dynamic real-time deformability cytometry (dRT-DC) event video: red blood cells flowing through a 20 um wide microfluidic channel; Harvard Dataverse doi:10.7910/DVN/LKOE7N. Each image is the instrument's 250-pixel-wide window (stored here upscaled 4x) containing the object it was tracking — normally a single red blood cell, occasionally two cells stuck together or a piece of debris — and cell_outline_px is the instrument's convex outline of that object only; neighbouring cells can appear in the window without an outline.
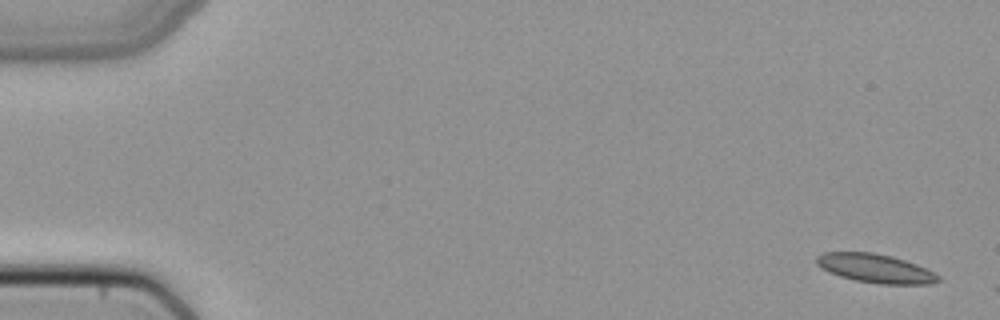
{"species": "common noctule bat (a hibernating species)", "species_latin": "Nyctalus noctula", "temperature_condition": "cold", "stored_images_in_passage": 9, "camera_frame_rate_fps": 3000, "um_per_image_px": 0.085, "animal": {"sex": "female", "body_mass_g": 22.7, "forearm_length_mm": 54.2}, "frame": {"image": 1, "passage_image": 1, "time_ms": 0.0, "image_size_px": [1000, 320], "cell_outline_px": [[944, 280], [932, 284], [880, 284], [856, 280], [840, 276], [828, 272], [820, 268], [816, 264], [816, 256], [824, 252], [872, 252], [892, 256], [916, 264], [940, 276]], "centroid_in_image_um": [74.41, 22.81], "position_along_channel_um": 10.6, "area_um2": 20.52}}